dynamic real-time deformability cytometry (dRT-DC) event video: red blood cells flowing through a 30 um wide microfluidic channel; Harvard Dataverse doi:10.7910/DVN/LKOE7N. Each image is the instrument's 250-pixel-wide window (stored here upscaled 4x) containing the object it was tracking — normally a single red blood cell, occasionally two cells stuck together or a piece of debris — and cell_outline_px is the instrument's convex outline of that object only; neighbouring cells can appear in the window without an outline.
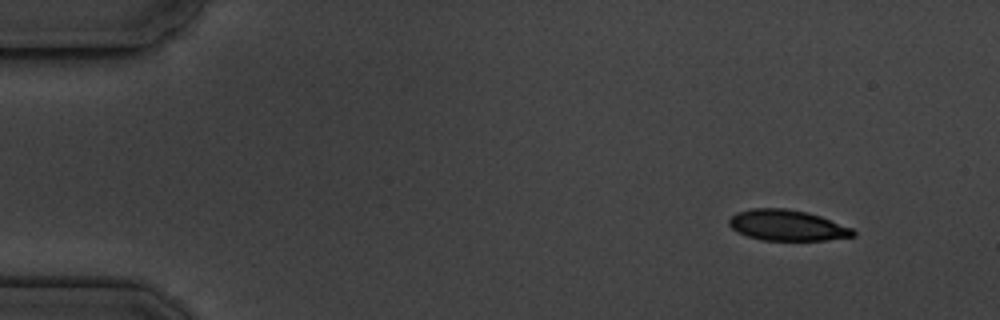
{"species": "common noctule bat (a hibernating species)", "species_latin": "Nyctalus noctula", "temperature_condition": "cold", "stored_images_in_passage": 5, "camera_frame_rate_fps": 3000, "um_per_image_px": 0.085, "animal": {"sex": "male", "body_mass_g": 19.5, "forearm_length_mm": 54.6}, "frame": {"image": 1, "passage_image": 1, "time_ms": 0.0, "image_size_px": [1000, 320], "cell_outline_px": [[856, 236], [824, 240], [764, 240], [748, 236], [736, 232], [728, 224], [728, 220], [736, 212], [752, 208], [784, 208], [808, 212], [820, 216], [852, 228], [856, 232]], "centroid_in_image_um": [66.89, 19.15], "position_along_channel_um": 18.1, "area_um2": 22.25}}
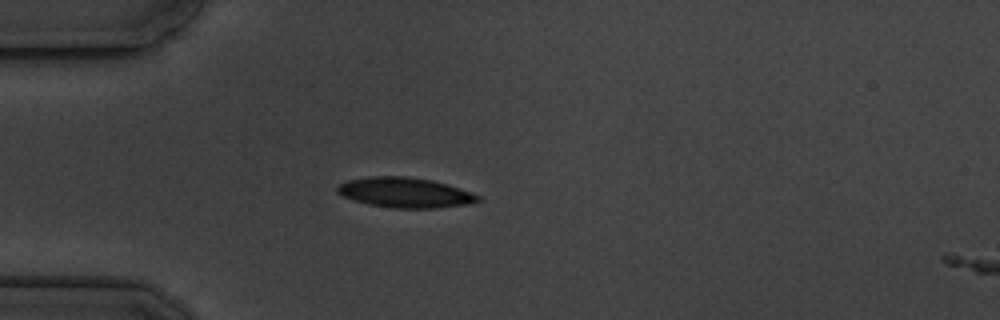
{"frame": {"image": 2, "passage_image": 4, "time_ms": 3.333, "image_size_px": [1000, 320], "cell_outline_px": [[480, 200], [468, 204], [436, 208], [392, 208], [368, 204], [352, 200], [336, 192], [336, 188], [340, 184], [348, 180], [368, 176], [408, 176], [432, 180], [448, 184], [472, 192], [480, 196]], "centroid_in_image_um": [34.42, 16.36], "position_along_channel_um": 50.6, "area_um2": 24.8}}